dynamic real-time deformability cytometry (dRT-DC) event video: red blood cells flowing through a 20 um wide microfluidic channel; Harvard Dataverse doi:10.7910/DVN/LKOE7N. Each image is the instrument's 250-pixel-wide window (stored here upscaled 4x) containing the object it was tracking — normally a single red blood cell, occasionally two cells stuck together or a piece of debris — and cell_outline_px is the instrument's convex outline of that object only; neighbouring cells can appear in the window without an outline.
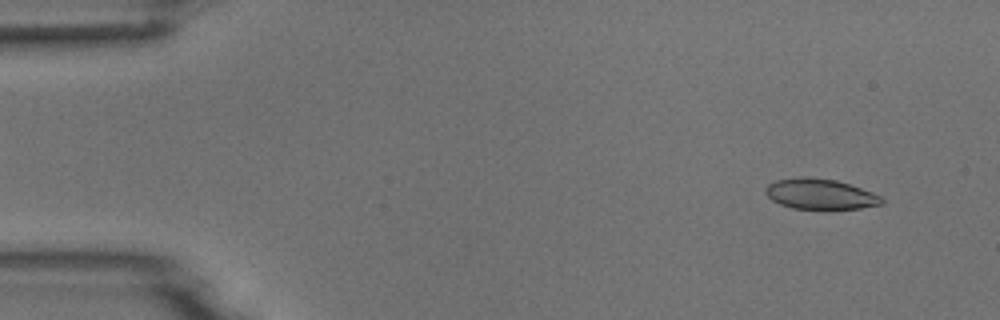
{"species": "common noctule bat (a hibernating species)", "species_latin": "Nyctalus noctula", "temperature_condition": "room temperature", "stored_images_in_passage": 4, "camera_frame_rate_fps": 3000, "um_per_image_px": 0.085, "animal": {"sex": "male", "body_mass_g": 18.8}, "frame": {"image": 1, "passage_image": 1, "time_ms": 0.0, "image_size_px": [1000, 320], "cell_outline_px": [[884, 204], [860, 208], [828, 212], [792, 208], [780, 204], [772, 200], [764, 192], [764, 188], [768, 184], [776, 180], [804, 176], [836, 180], [872, 192], [880, 196], [884, 200]], "centroid_in_image_um": [69.72, 16.54], "position_along_channel_um": 15.3, "area_um2": 21.39}}
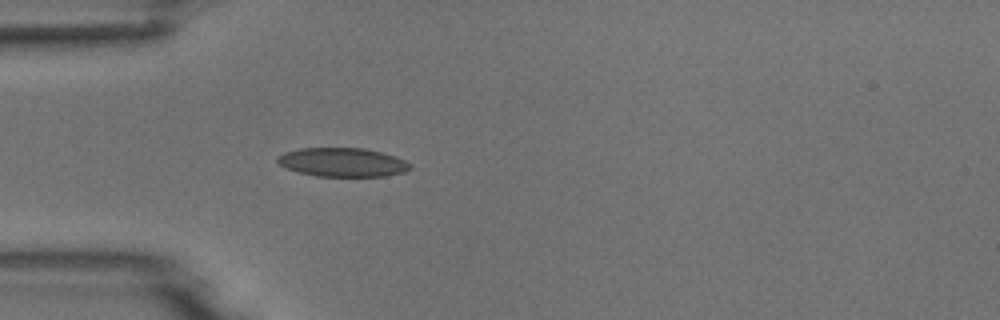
{"frame": {"image": 2, "passage_image": 4, "time_ms": 3.667, "image_size_px": [1000, 320], "cell_outline_px": [[412, 168], [404, 172], [384, 176], [316, 176], [300, 172], [288, 168], [280, 164], [276, 160], [276, 156], [284, 152], [300, 148], [364, 148], [380, 152], [404, 160], [412, 164]], "centroid_in_image_um": [29.11, 13.79], "position_along_channel_um": 55.9, "area_um2": 22.14}}